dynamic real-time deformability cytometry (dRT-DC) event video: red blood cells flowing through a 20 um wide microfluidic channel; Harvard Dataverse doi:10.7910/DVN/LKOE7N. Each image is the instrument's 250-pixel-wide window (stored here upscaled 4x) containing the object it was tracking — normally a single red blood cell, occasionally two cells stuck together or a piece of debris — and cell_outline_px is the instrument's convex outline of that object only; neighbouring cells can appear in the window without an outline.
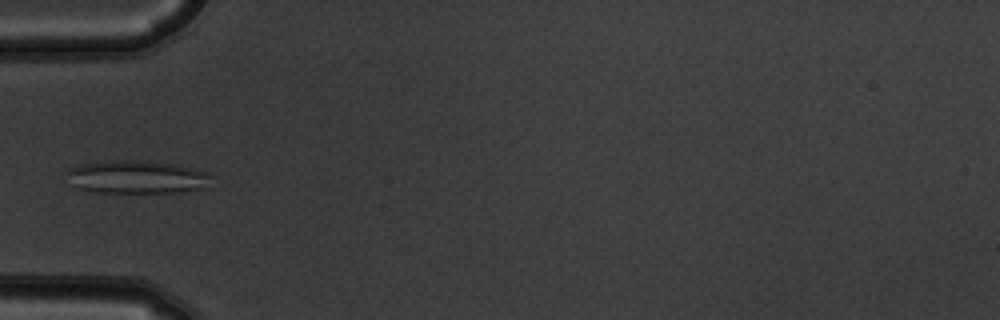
{"species": "common noctule bat (a hibernating species)", "species_latin": "Nyctalus noctula", "temperature_condition": "warm", "stored_images_in_passage": 4, "camera_frame_rate_fps": 3000, "um_per_image_px": 0.085, "animal": {"sex": "male", "body_mass_g": 19.5, "forearm_length_mm": 54.6}, "frame": {"image": 1, "passage_image": 3, "time_ms": 0.667, "image_size_px": [1000, 320], "cell_outline_px": [[212, 188], [180, 192], [96, 192], [76, 188], [72, 184], [68, 172], [68, 168], [84, 164], [112, 160], [148, 160], [172, 164], [208, 172]], "centroid_in_image_um": [11.69, 15.05], "position_along_channel_um": 73.3, "area_um2": 27.86}}